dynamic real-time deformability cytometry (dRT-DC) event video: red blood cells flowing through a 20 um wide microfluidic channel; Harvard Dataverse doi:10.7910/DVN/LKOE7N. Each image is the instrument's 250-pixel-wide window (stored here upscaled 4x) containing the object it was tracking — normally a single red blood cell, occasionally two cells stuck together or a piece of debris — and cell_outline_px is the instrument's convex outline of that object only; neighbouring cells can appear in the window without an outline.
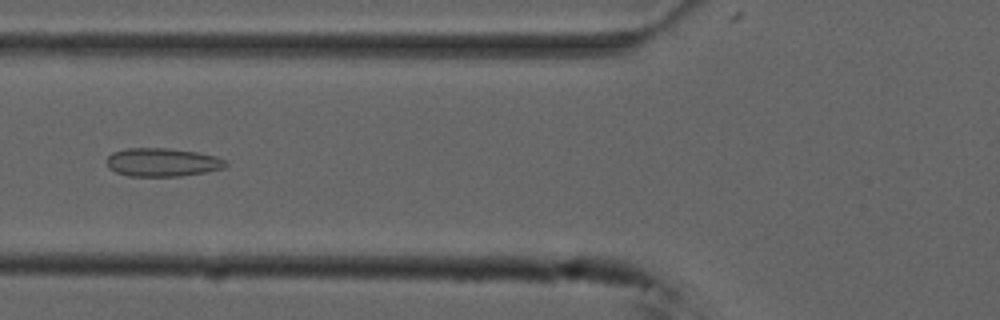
{"species": "common noctule bat (a hibernating species)", "species_latin": "Nyctalus noctula", "temperature_condition": "cold", "stored_images_in_passage": 41, "camera_frame_rate_fps": 3000, "um_per_image_px": 0.085, "animal": {"sex": "male", "forearm_length_mm": 52.5}, "frame": {"image": 1, "passage_image": 8, "time_ms": 2.333, "image_size_px": [1000, 320], "cell_outline_px": [[228, 164], [224, 168], [204, 172], [180, 176], [128, 176], [116, 172], [108, 168], [104, 160], [112, 152], [128, 148], [168, 148], [196, 152], [216, 156], [224, 160]], "centroid_in_image_um": [13.75, 13.79], "position_along_channel_um": 112.1, "area_um2": 19.77}}
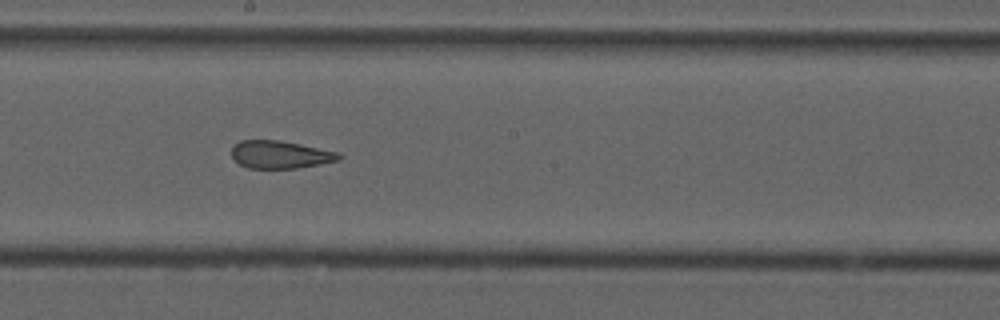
{"frame": {"image": 2, "passage_image": 17, "time_ms": 5.333, "image_size_px": [1000, 320], "cell_outline_px": [[344, 156], [340, 160], [320, 164], [296, 168], [248, 168], [240, 164], [232, 156], [232, 148], [240, 140], [280, 140], [340, 152]], "centroid_in_image_um": [23.87, 13.13], "position_along_channel_um": 224.3, "area_um2": 17.34}}
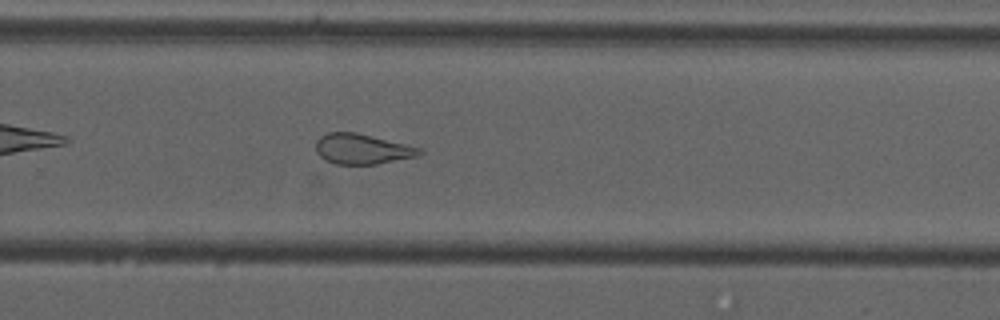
{"frame": {"image": 3, "passage_image": 23, "time_ms": 7.333, "image_size_px": [1000, 320], "cell_outline_px": [[424, 152], [416, 156], [376, 164], [336, 164], [324, 160], [316, 152], [316, 140], [320, 136], [328, 132], [356, 132], [420, 148]], "centroid_in_image_um": [30.72, 12.66], "position_along_channel_um": 299.1, "area_um2": 18.09}, "authors_computed_cell_mechanics": {"area_um2": 19.7676, "velocity_mm_per_s": 3.7416, "shape_relaxation_time_tau1_ms": null, "shape_relaxation_time_tau2_ms": 1.7212, "deformation_change_tau1": null, "deformation_change_tau2": 0.1062}}